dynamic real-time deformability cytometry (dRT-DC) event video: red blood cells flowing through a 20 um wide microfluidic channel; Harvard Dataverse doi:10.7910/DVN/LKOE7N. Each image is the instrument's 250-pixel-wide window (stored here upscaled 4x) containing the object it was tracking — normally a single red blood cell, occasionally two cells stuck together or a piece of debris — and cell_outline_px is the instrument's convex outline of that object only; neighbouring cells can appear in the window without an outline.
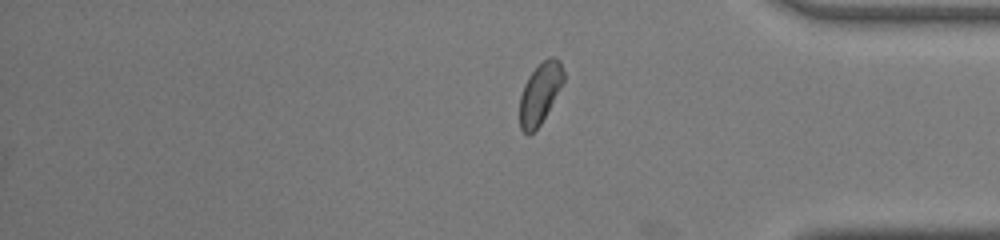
{"species": "common noctule bat (a hibernating species)", "species_latin": "Nyctalus noctula", "temperature_condition": "warm", "stored_images_in_passage": 45, "segment_of_instrument_passage": [2, 2], "camera_frame_rate_fps": 3000, "um_per_image_px": 0.085, "animal": {"sex": "male", "body_mass_g": 19.0, "forearm_length_mm": 50.8}, "frame": {"image": 1, "passage_image": 45, "time_ms": 14.667, "image_size_px": [1000, 240], "cell_outline_px": [[564, 80], [540, 124], [528, 136], [520, 128], [520, 96], [524, 84], [528, 76], [548, 56], [556, 56], [560, 60], [564, 72]], "centroid_in_image_um": [45.89, 7.9], "position_along_channel_um": 389.3, "area_um2": 15.32}}